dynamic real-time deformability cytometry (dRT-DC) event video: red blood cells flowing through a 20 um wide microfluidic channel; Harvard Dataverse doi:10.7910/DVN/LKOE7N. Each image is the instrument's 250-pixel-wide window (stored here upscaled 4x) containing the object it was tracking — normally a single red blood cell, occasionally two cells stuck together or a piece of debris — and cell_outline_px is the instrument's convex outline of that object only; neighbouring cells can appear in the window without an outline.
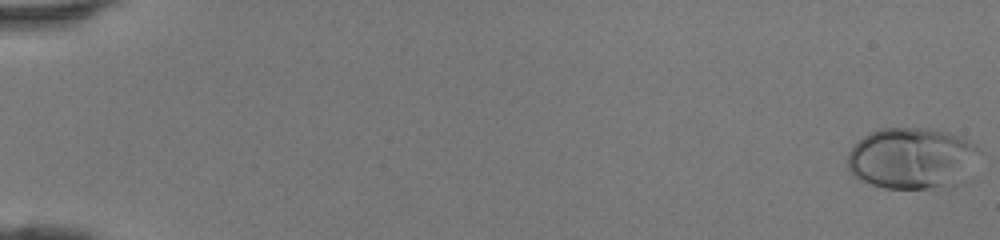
{"species": "human", "species_latin": "Homo sapiens", "temperature_condition": "room temperature", "stored_images_in_passage": 47, "camera_frame_rate_fps": 3000, "um_per_image_px": 0.085, "donor": {"sex": "female"}, "frame": {"image": 1, "passage_image": 1, "time_ms": 0.0, "image_size_px": [1000, 240], "cell_outline_px": [[980, 152], [976, 180], [952, 188], [884, 188], [860, 180], [848, 168], [848, 152], [864, 136], [880, 128], [928, 128], [948, 132], [968, 140], [976, 144], [980, 148]], "centroid_in_image_um": [77.72, 13.5], "position_along_channel_um": 7.3, "area_um2": 48.9}}
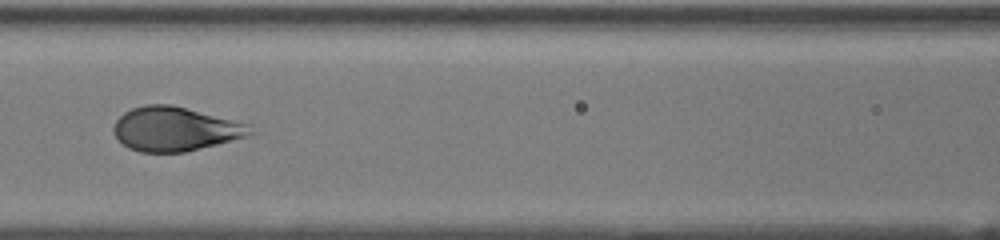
{"frame": {"image": 2, "passage_image": 23, "time_ms": 7.333, "image_size_px": [1000, 240], "cell_outline_px": [[260, 132], [248, 136], [184, 152], [140, 152], [128, 148], [112, 132], [112, 128], [116, 120], [124, 112], [132, 108], [144, 104], [168, 104], [252, 124]], "centroid_in_image_um": [14.93, 10.96], "position_along_channel_um": 151.7, "area_um2": 35.26}}
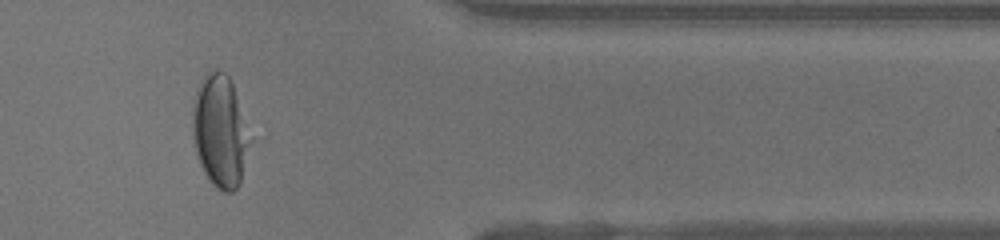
{"frame": {"image": 3, "passage_image": 40, "time_ms": 13.0, "image_size_px": [1000, 240], "cell_outline_px": [[244, 144], [240, 184], [232, 192], [224, 192], [216, 188], [212, 184], [204, 172], [200, 164], [196, 152], [192, 132], [192, 104], [200, 80], [212, 68], [224, 72], [228, 76], [232, 84], [236, 100], [244, 140]], "centroid_in_image_um": [18.54, 11.13], "position_along_channel_um": 392.9, "area_um2": 35.03}}